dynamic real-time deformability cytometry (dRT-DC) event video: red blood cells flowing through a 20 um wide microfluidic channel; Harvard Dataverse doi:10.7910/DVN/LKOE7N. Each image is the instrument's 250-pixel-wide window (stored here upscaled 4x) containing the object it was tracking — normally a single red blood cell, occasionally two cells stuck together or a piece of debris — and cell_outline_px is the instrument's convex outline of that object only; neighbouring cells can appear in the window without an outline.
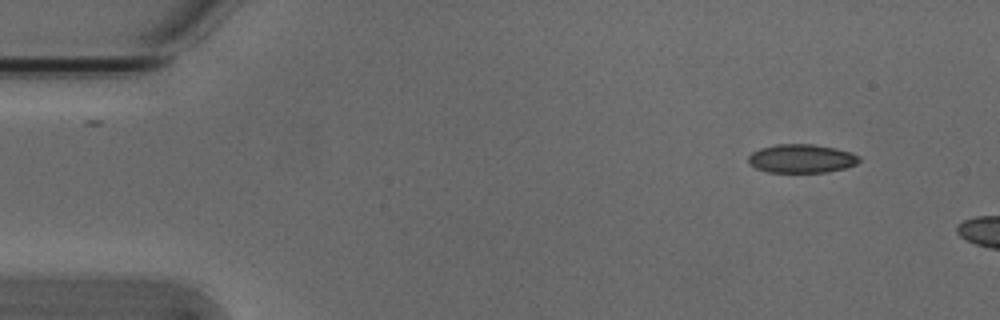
{"species": "Egyptian fruit bat (a non-hibernating species)", "species_latin": "Rousettus aegyptiacus", "temperature_condition": "cold", "stored_images_in_passage": 3, "camera_frame_rate_fps": 3000, "um_per_image_px": 0.085, "animal": {"sex": "male"}, "frame": {"image": 1, "passage_image": 1, "time_ms": 0.0, "image_size_px": [1000, 320], "cell_outline_px": [[860, 160], [856, 164], [844, 168], [828, 172], [768, 172], [756, 168], [748, 164], [748, 156], [752, 152], [760, 148], [776, 144], [812, 144], [836, 148], [860, 156]], "centroid_in_image_um": [68.1, 13.48], "position_along_channel_um": 16.9, "area_um2": 18.5}}